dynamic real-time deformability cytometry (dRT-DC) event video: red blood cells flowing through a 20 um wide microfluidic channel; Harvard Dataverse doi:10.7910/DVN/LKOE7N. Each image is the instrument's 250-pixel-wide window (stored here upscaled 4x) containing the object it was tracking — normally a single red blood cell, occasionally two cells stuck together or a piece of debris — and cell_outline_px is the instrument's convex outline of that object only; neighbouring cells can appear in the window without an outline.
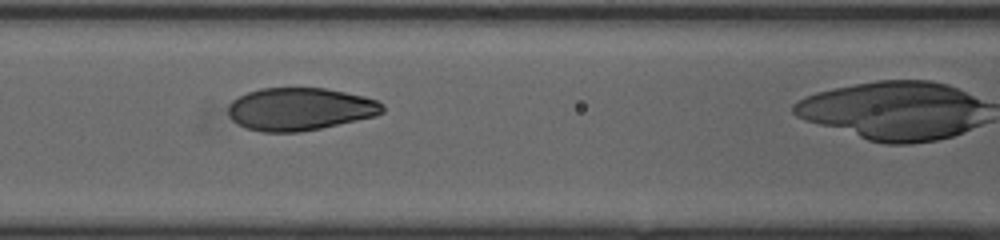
{"species": "human", "species_latin": "Homo sapiens", "temperature_condition": "cold", "stored_images_in_passage": 34, "camera_frame_rate_fps": 3000, "um_per_image_px": 0.085, "donor": {"sex": "female"}, "frame": {"image": 1, "passage_image": 15, "time_ms": 4.667, "image_size_px": [1000, 240], "cell_outline_px": [[384, 112], [376, 116], [320, 128], [300, 132], [264, 132], [244, 128], [232, 120], [228, 116], [228, 104], [232, 100], [248, 92], [260, 88], [324, 88], [364, 96], [376, 100], [384, 104]], "centroid_in_image_um": [25.47, 9.27], "position_along_channel_um": 141.1, "area_um2": 38.49}}
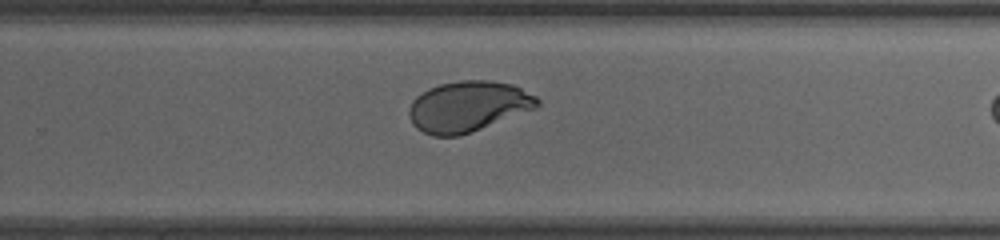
{"frame": {"image": 2, "passage_image": 26, "time_ms": 8.333, "image_size_px": [1000, 240], "cell_outline_px": [[540, 104], [536, 108], [472, 132], [460, 136], [432, 136], [416, 128], [412, 124], [408, 116], [408, 108], [412, 100], [416, 96], [428, 88], [440, 84], [460, 80], [488, 80], [512, 84], [536, 96], [540, 100]], "centroid_in_image_um": [39.76, 9.05], "position_along_channel_um": 290.0, "area_um2": 38.09}}
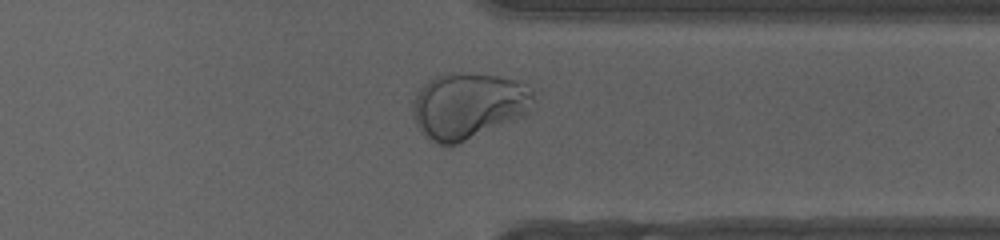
{"frame": {"image": 3, "passage_image": 32, "time_ms": 10.333, "image_size_px": [1000, 240], "cell_outline_px": [[536, 100], [528, 112], [524, 116], [456, 144], [436, 144], [428, 140], [420, 132], [412, 116], [412, 100], [416, 92], [428, 80], [436, 76], [452, 72], [496, 76], [516, 80], [532, 88]], "centroid_in_image_um": [39.78, 8.98], "position_along_channel_um": 371.6, "area_um2": 46.82}}